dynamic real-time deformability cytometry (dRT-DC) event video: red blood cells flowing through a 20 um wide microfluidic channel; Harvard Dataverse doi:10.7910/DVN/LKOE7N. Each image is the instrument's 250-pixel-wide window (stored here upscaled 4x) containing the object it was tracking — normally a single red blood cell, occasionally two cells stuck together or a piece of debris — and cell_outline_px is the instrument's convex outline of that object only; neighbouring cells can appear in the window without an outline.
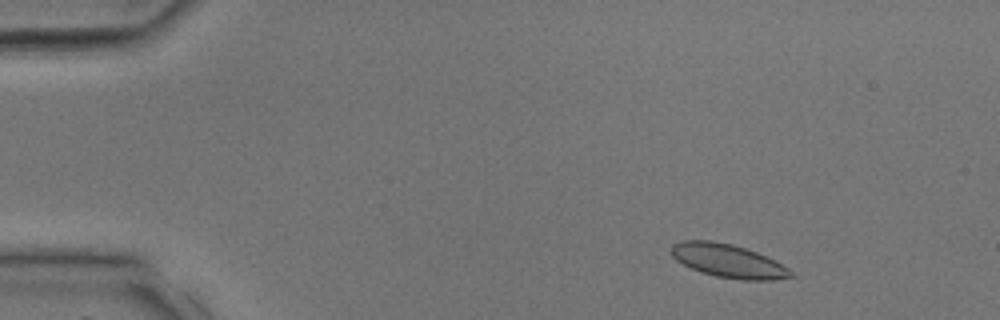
{"species": "common noctule bat (a hibernating species)", "species_latin": "Nyctalus noctula", "temperature_condition": "room temperature", "stored_images_in_passage": 9, "camera_frame_rate_fps": 3000, "um_per_image_px": 0.085, "animal": {"sex": "male", "body_mass_g": 17.9, "forearm_length_mm": 54.2}, "frame": {"image": 1, "passage_image": 4, "time_ms": 1.0, "image_size_px": [1000, 320], "cell_outline_px": [[796, 276], [772, 280], [744, 280], [716, 276], [692, 268], [676, 260], [672, 256], [672, 244], [680, 240], [712, 240], [732, 244], [756, 252], [788, 268]], "centroid_in_image_um": [61.87, 22.16], "position_along_channel_um": 23.1, "area_um2": 22.95}}